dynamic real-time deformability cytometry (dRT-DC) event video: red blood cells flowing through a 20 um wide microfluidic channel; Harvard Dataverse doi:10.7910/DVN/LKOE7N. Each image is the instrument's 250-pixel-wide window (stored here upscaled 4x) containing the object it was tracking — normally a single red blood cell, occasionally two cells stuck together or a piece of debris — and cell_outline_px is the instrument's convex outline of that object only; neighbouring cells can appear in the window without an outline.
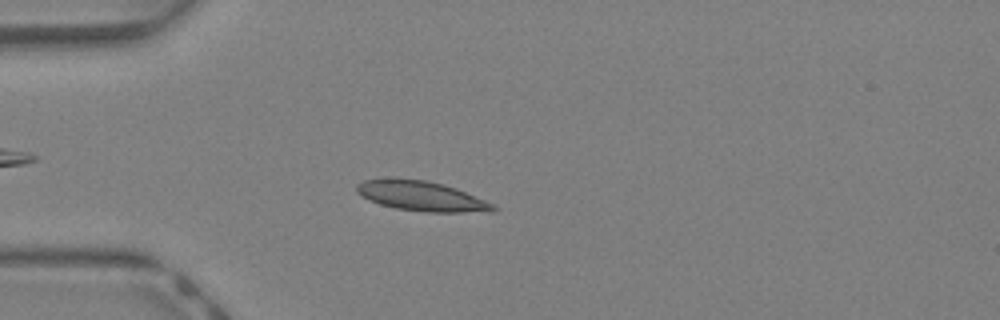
{"species": "Egyptian fruit bat (a non-hibernating species)", "species_latin": "Rousettus aegyptiacus", "temperature_condition": "warm", "stored_images_in_passage": 42, "camera_frame_rate_fps": 3000, "um_per_image_px": 0.085, "animal": {"sex": "female"}, "frame": {"image": 1, "passage_image": 12, "time_ms": 3.667, "image_size_px": [1000, 320], "cell_outline_px": [[496, 212], [424, 212], [396, 208], [380, 204], [368, 200], [356, 192], [356, 184], [364, 180], [392, 176], [396, 176], [428, 180], [444, 184], [456, 188], [484, 200], [492, 204], [496, 208]], "centroid_in_image_um": [35.76, 16.63], "position_along_channel_um": 49.2, "area_um2": 24.28}}
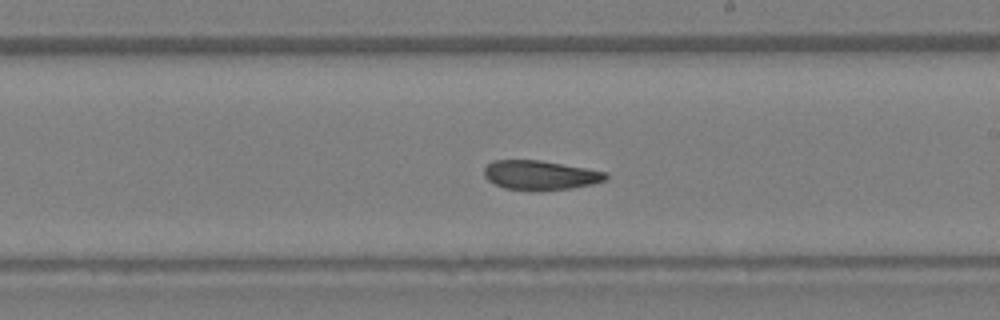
{"frame": {"image": 2, "passage_image": 25, "time_ms": 8.0, "image_size_px": [1000, 320], "cell_outline_px": [[608, 176], [604, 180], [592, 184], [572, 188], [504, 188], [488, 180], [484, 176], [484, 168], [492, 160], [540, 160], [608, 172]], "centroid_in_image_um": [45.92, 14.84], "position_along_channel_um": 243.1, "area_um2": 20.06}}
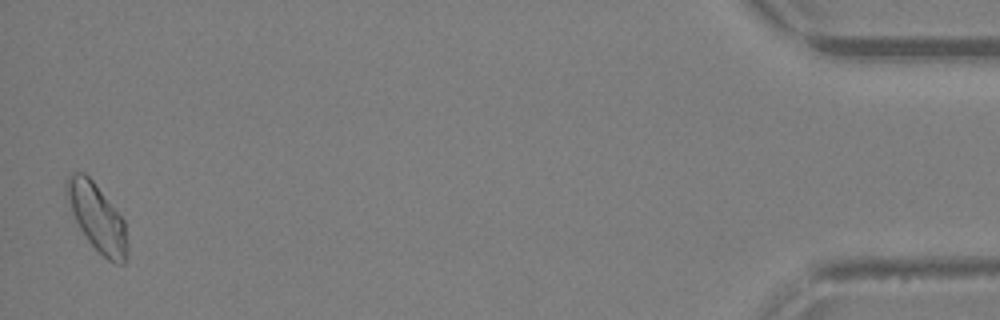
{"frame": {"image": 3, "passage_image": 42, "time_ms": 13.667, "image_size_px": [1000, 320], "cell_outline_px": [[128, 260], [124, 264], [116, 264], [108, 260], [88, 240], [80, 228], [64, 196], [64, 184], [68, 176], [72, 172], [84, 172], [92, 180], [124, 220], [128, 244]], "centroid_in_image_um": [8.24, 18.49], "position_along_channel_um": 427.0, "area_um2": 23.87}, "authors_computed_cell_mechanics": {"area_um2": 21.964, "velocity_mm_per_s": 4.826, "shape_relaxation_time_tau1_ms": null, "shape_relaxation_time_tau2_ms": 2.0078, "deformation_change_tau1": null, "deformation_change_tau2": 0.0647}}